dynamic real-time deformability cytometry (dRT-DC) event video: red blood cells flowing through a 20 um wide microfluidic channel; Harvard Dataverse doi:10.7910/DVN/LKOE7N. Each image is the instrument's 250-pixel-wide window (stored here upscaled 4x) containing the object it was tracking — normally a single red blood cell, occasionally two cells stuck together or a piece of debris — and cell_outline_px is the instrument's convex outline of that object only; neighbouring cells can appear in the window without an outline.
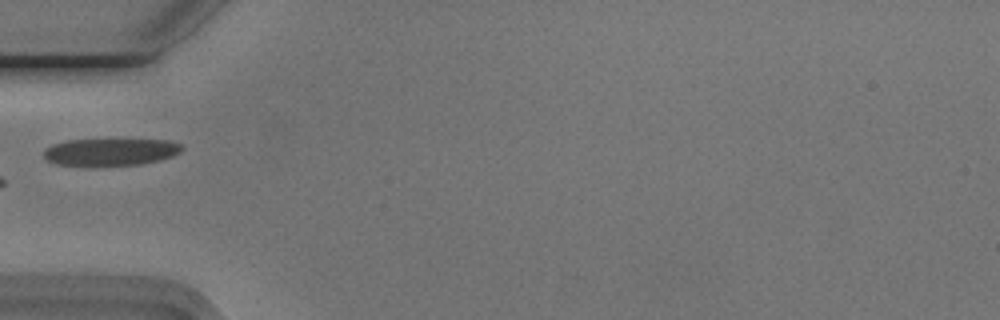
{"species": "Egyptian fruit bat (a non-hibernating species)", "species_latin": "Rousettus aegyptiacus", "temperature_condition": "cold", "stored_images_in_passage": 6, "camera_frame_rate_fps": 3000, "um_per_image_px": 0.085, "animal": {"sex": "male"}, "frame": {"image": 1, "passage_image": 1, "time_ms": 0.0, "image_size_px": [1000, 320], "cell_outline_px": [[184, 148], [180, 152], [172, 156], [140, 164], [88, 168], [56, 164], [48, 160], [44, 156], [44, 148], [52, 144], [68, 140], [172, 140], [184, 144]], "centroid_in_image_um": [9.36, 12.94], "position_along_channel_um": 75.6, "area_um2": 22.54}}